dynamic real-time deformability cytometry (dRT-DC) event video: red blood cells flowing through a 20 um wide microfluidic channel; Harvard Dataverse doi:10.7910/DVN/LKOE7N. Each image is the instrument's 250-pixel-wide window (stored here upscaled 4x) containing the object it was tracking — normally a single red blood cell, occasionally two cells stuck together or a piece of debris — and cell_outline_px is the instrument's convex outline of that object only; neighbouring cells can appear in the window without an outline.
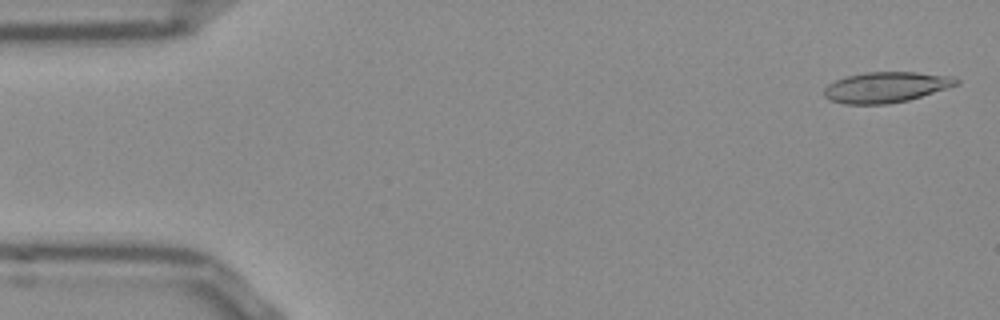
{"species": "Egyptian fruit bat (a non-hibernating species)", "species_latin": "Rousettus aegyptiacus", "temperature_condition": "room temperature", "stored_images_in_passage": 52, "camera_frame_rate_fps": 3000, "um_per_image_px": 0.085, "frame": {"image": 1, "passage_image": 2, "time_ms": 0.333, "image_size_px": [1000, 320], "cell_outline_px": [[960, 84], [908, 100], [888, 104], [844, 104], [828, 100], [824, 96], [824, 88], [828, 84], [836, 80], [848, 76], [864, 72], [916, 72], [952, 76], [960, 80]], "centroid_in_image_um": [75.3, 7.41], "position_along_channel_um": 9.7, "area_um2": 23.64}}
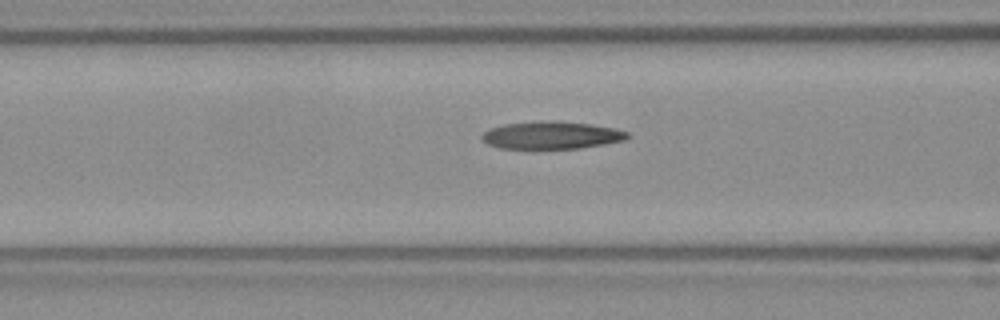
{"frame": {"image": 2, "passage_image": 20, "time_ms": 6.333, "image_size_px": [1000, 320], "cell_outline_px": [[632, 136], [624, 140], [604, 144], [580, 148], [500, 148], [488, 144], [480, 136], [484, 132], [492, 128], [504, 124], [552, 120], [560, 120], [592, 124], [616, 128], [628, 132]], "centroid_in_image_um": [46.94, 11.48], "position_along_channel_um": 119.7, "area_um2": 23.35}}
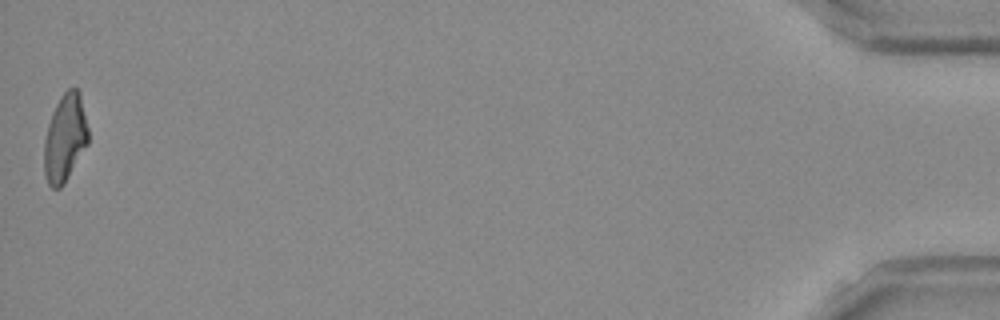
{"frame": {"image": 3, "passage_image": 52, "time_ms": 17.0, "image_size_px": [1000, 320], "cell_outline_px": [[88, 144], [64, 184], [60, 188], [52, 188], [48, 184], [44, 176], [44, 140], [48, 124], [52, 112], [60, 96], [68, 88], [76, 88], [80, 92], [88, 128]], "centroid_in_image_um": [5.52, 11.73], "position_along_channel_um": 429.7, "area_um2": 22.66}, "authors_computed_cell_mechanics": {"area_um2": 23.2934, "velocity_mm_per_s": 3.8566, "shape_relaxation_time_tau1_ms": null, "shape_relaxation_time_tau2_ms": 3.2872, "deformation_change_tau1": null, "deformation_change_tau2": 0.1321}}